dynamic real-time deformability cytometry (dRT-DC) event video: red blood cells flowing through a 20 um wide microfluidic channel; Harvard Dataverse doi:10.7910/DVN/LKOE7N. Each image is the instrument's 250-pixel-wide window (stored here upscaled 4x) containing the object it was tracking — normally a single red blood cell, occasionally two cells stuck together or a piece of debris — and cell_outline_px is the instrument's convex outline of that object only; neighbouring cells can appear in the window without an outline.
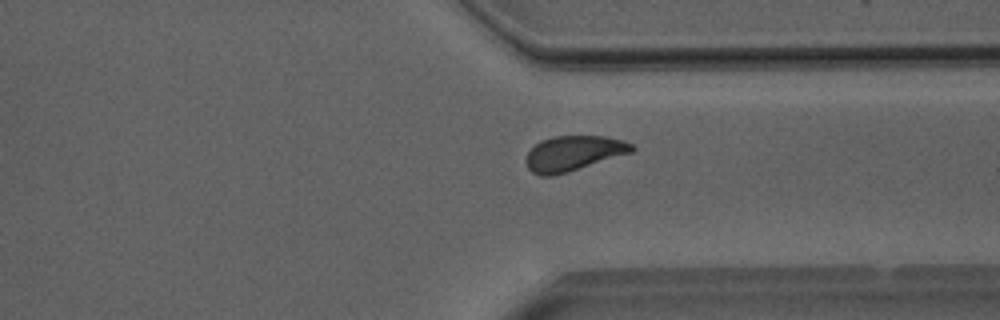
{"species": "Egyptian fruit bat (a non-hibernating species)", "species_latin": "Rousettus aegyptiacus", "temperature_condition": "room temperature", "stored_images_in_passage": 34, "camera_frame_rate_fps": 3000, "um_per_image_px": 0.085, "animal": {"sex": "male"}, "frame": {"image": 1, "passage_image": 29, "time_ms": 9.333, "image_size_px": [1000, 320], "cell_outline_px": [[636, 148], [632, 152], [568, 172], [552, 176], [540, 176], [532, 172], [528, 168], [528, 152], [540, 140], [552, 136], [608, 136], [624, 140], [632, 144]], "centroid_in_image_um": [48.77, 13.02], "position_along_channel_um": 362.6, "area_um2": 21.56}}